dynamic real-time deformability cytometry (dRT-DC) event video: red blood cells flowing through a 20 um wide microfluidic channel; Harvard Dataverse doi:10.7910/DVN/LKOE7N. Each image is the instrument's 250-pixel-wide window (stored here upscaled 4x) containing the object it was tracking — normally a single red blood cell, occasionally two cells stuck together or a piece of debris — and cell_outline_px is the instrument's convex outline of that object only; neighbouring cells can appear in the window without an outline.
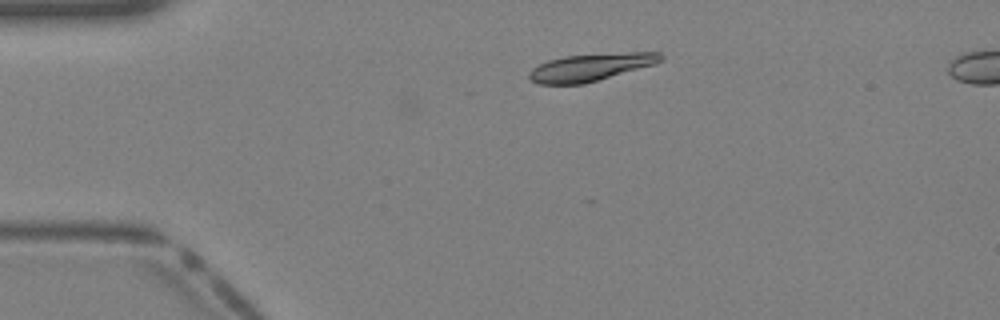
{"species": "Egyptian fruit bat (a non-hibernating species)", "species_latin": "Rousettus aegyptiacus", "temperature_condition": "warm", "stored_images_in_passage": 32, "camera_frame_rate_fps": 3000, "um_per_image_px": 0.085, "animal": {"sex": "female"}, "frame": {"image": 1, "passage_image": 1, "time_ms": 0.0, "image_size_px": [1000, 320], "cell_outline_px": [[664, 60], [652, 64], [584, 84], [536, 84], [528, 76], [528, 72], [532, 68], [548, 60], [564, 56], [628, 52], [660, 52], [664, 56]], "centroid_in_image_um": [50.17, 5.71], "position_along_channel_um": 34.8, "area_um2": 20.81}}
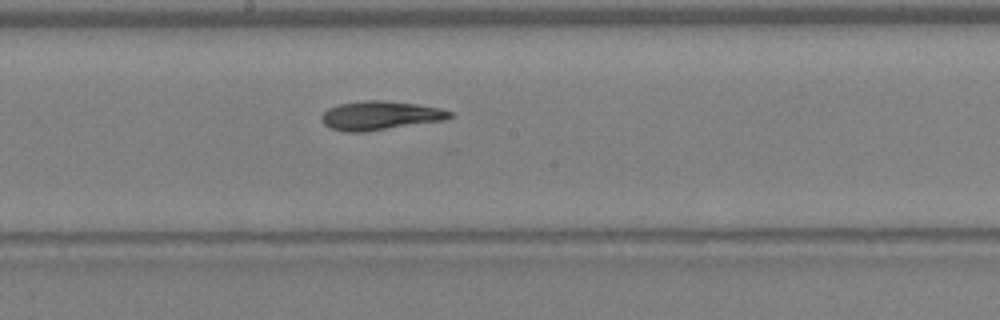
{"frame": {"image": 2, "passage_image": 14, "time_ms": 4.333, "image_size_px": [1000, 320], "cell_outline_px": [[452, 116], [444, 120], [364, 132], [344, 132], [332, 128], [324, 124], [320, 120], [320, 116], [328, 108], [340, 104], [364, 100], [380, 100], [416, 104], [440, 108], [452, 112]], "centroid_in_image_um": [32.28, 9.82], "position_along_channel_um": 215.9, "area_um2": 21.44}}
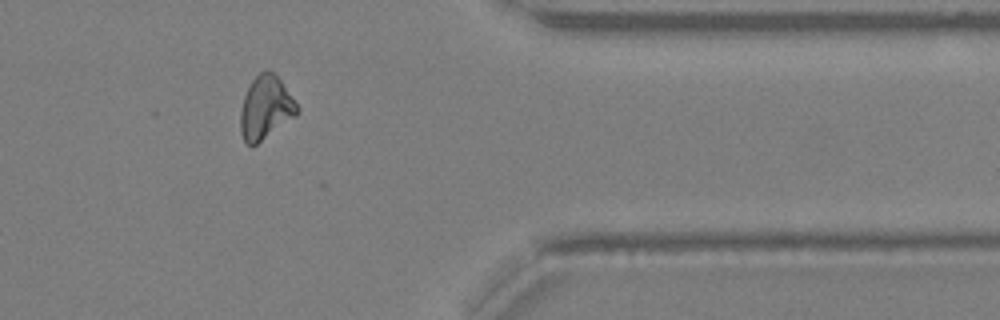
{"frame": {"image": 3, "passage_image": 25, "time_ms": 8.0, "image_size_px": [1000, 320], "cell_outline_px": [[300, 108], [296, 116], [256, 144], [248, 144], [244, 140], [240, 132], [240, 112], [244, 96], [252, 80], [264, 68], [276, 72]], "centroid_in_image_um": [22.59, 9.11], "position_along_channel_um": 388.8, "area_um2": 20.98}}